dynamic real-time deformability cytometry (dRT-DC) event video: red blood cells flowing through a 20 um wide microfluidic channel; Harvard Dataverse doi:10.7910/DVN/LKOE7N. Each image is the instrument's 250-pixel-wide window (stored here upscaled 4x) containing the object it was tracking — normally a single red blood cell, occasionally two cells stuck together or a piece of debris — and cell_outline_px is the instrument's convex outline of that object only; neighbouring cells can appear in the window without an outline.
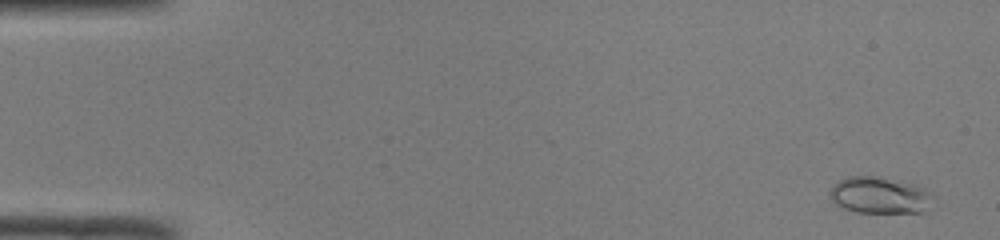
{"species": "common noctule bat (a hibernating species)", "species_latin": "Nyctalus noctula", "temperature_condition": "room temperature", "stored_images_in_passage": 51, "camera_frame_rate_fps": 3000, "um_per_image_px": 0.085, "animal": {"sex": "male", "body_mass_g": 19.0, "forearm_length_mm": 50.8}, "frame": {"image": 1, "passage_image": 3, "time_ms": 0.667, "image_size_px": [1000, 240], "cell_outline_px": [[936, 196], [920, 212], [856, 212], [844, 208], [836, 204], [832, 200], [832, 184], [848, 176], [880, 176], [912, 184], [924, 188]], "centroid_in_image_um": [74.76, 16.58], "position_along_channel_um": 10.2, "area_um2": 21.68}}
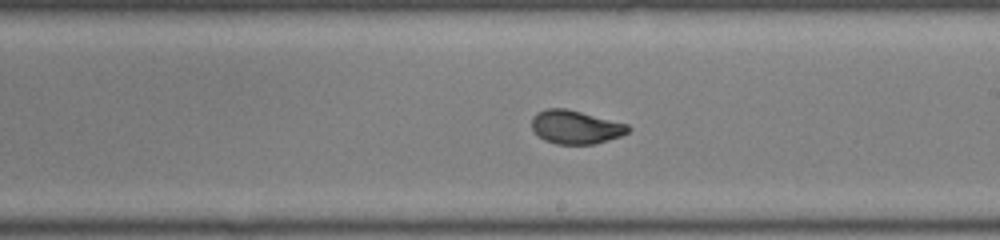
{"frame": {"image": 2, "passage_image": 30, "time_ms": 9.667, "image_size_px": [1000, 240], "cell_outline_px": [[632, 128], [628, 132], [620, 136], [596, 144], [556, 144], [544, 140], [532, 128], [532, 116], [536, 112], [548, 108], [564, 108], [628, 124]], "centroid_in_image_um": [48.92, 10.8], "position_along_channel_um": 240.1, "area_um2": 18.73}}
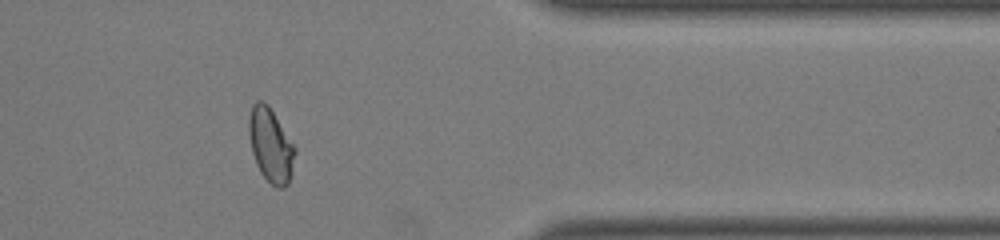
{"frame": {"image": 3, "passage_image": 42, "time_ms": 13.667, "image_size_px": [1000, 240], "cell_outline_px": [[296, 152], [292, 172], [288, 184], [284, 188], [276, 188], [260, 172], [256, 164], [252, 152], [248, 132], [248, 120], [252, 104], [256, 100], [264, 100], [268, 104], [296, 148]], "centroid_in_image_um": [23.0, 12.33], "position_along_channel_um": 388.4, "area_um2": 20.0}, "authors_computed_cell_mechanics": {"area_um2": 19.363, "velocity_mm_per_s": 4.1099, "shape_relaxation_time_tau1_ms": 4.3659, "shape_relaxation_time_tau2_ms": null, "deformation_change_tau1": 0.1625, "deformation_change_tau2": null}}